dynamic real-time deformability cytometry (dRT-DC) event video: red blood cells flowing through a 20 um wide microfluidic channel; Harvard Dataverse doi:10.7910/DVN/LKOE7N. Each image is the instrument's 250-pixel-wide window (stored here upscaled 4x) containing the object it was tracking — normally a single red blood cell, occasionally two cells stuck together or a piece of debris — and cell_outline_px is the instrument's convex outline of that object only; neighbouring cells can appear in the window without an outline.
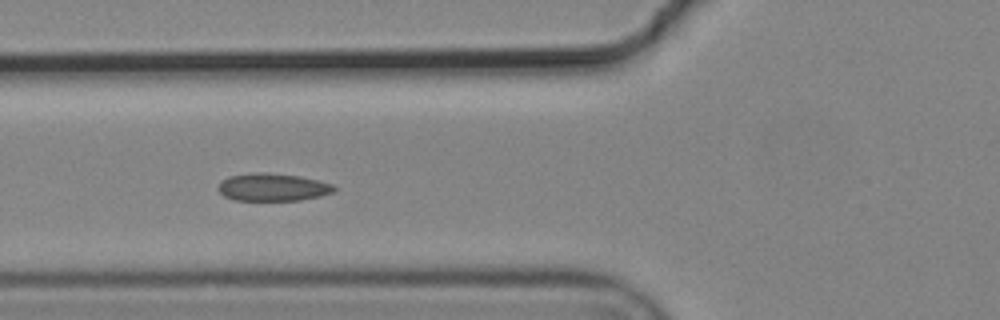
{"species": "common noctule bat (a hibernating species)", "species_latin": "Nyctalus noctula", "temperature_condition": "cold", "stored_images_in_passage": 11, "camera_frame_rate_fps": 3000, "um_per_image_px": 0.085, "animal": {"sex": "male", "body_mass_g": 19.2, "forearm_length_mm": 51.8}, "frame": {"image": 1, "passage_image": 6, "time_ms": 1.667, "image_size_px": [1000, 320], "cell_outline_px": [[336, 188], [332, 192], [320, 196], [300, 200], [236, 200], [224, 196], [216, 188], [228, 176], [252, 172], [264, 172], [300, 176], [332, 184]], "centroid_in_image_um": [23.16, 15.9], "position_along_channel_um": 102.6, "area_um2": 18.55}}
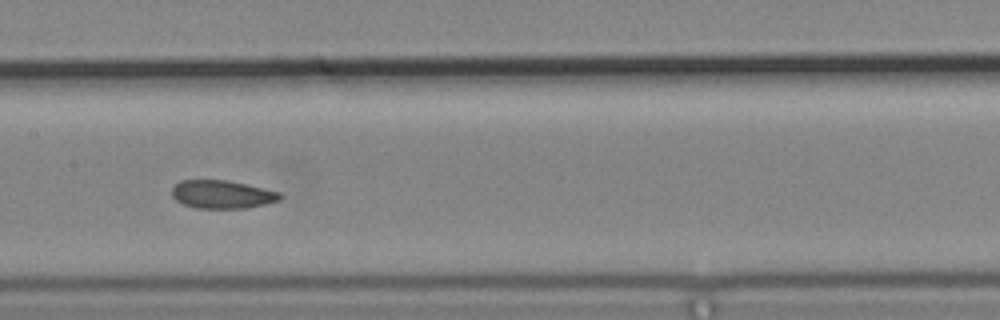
{"frame": {"image": 2, "passage_image": 8, "time_ms": 2.333, "image_size_px": [1000, 320], "cell_outline_px": [[284, 196], [280, 200], [264, 204], [244, 208], [196, 208], [184, 204], [176, 200], [172, 196], [172, 188], [180, 180], [228, 180], [264, 188], [280, 192]], "centroid_in_image_um": [18.89, 16.51], "position_along_channel_um": 188.5, "area_um2": 17.74}}
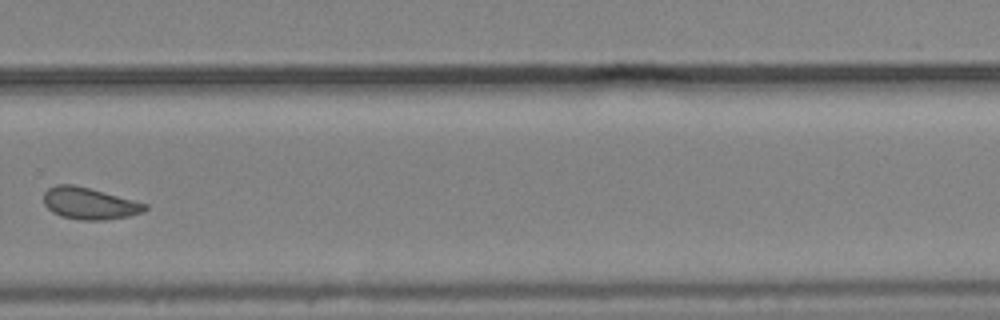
{"frame": {"image": 3, "passage_image": 11, "time_ms": 3.333, "image_size_px": [1000, 320], "cell_outline_px": [[148, 208], [144, 212], [128, 216], [104, 220], [80, 220], [60, 216], [52, 212], [44, 204], [44, 192], [48, 188], [56, 184], [72, 184], [88, 188], [148, 204]], "centroid_in_image_um": [7.58, 17.3], "position_along_channel_um": 322.2, "area_um2": 18.67}}